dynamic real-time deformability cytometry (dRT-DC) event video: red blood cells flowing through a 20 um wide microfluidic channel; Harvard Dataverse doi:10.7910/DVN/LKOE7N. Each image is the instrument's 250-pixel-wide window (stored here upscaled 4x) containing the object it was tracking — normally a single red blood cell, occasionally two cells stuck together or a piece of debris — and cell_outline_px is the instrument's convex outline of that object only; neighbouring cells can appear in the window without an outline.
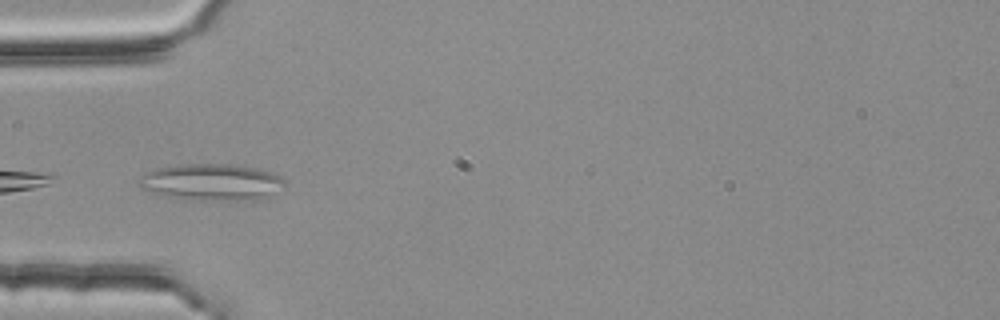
{"species": "common noctule bat (a hibernating species)", "species_latin": "Nyctalus noctula", "temperature_condition": "room temperature", "stored_images_in_passage": 33, "segment_of_instrument_passage": [1, 2], "camera_frame_rate_fps": 3000, "um_per_image_px": 0.085, "animal": {"sex": "female", "body_mass_g": 25.1}, "frame": {"image": 1, "passage_image": 1, "time_ms": 0.0, "image_size_px": [1000, 320], "cell_outline_px": [[288, 184], [264, 196], [252, 200], [184, 200], [164, 196], [140, 188], [136, 184], [136, 180], [144, 172], [156, 168], [184, 164], [232, 164], [256, 168], [272, 172], [280, 176]], "centroid_in_image_um": [17.89, 15.48], "position_along_channel_um": 67.1, "area_um2": 31.39}}